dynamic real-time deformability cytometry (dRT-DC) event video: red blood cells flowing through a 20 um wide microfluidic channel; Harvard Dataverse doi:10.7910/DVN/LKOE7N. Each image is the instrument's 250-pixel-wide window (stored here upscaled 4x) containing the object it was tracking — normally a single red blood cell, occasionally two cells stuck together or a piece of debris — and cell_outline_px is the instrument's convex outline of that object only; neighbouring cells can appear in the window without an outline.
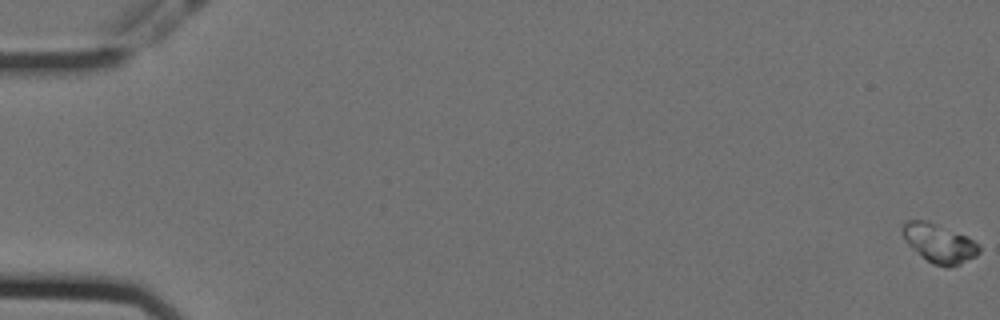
{"species": "Egyptian fruit bat (a non-hibernating species)", "species_latin": "Rousettus aegyptiacus", "temperature_condition": "cold", "stored_images_in_passage": 14, "camera_frame_rate_fps": 3000, "um_per_image_px": 0.085, "animal": {"sex": "female"}, "frame": {"image": 1, "passage_image": 1, "time_ms": 0.0, "image_size_px": [1000, 320], "cell_outline_px": [[980, 252], [976, 256], [960, 264], [948, 268], [932, 264], [912, 248], [908, 244], [904, 236], [904, 224], [908, 220], [924, 220], [968, 236], [980, 244]], "centroid_in_image_um": [79.89, 20.7], "position_along_channel_um": 5.1, "area_um2": 17.11}}